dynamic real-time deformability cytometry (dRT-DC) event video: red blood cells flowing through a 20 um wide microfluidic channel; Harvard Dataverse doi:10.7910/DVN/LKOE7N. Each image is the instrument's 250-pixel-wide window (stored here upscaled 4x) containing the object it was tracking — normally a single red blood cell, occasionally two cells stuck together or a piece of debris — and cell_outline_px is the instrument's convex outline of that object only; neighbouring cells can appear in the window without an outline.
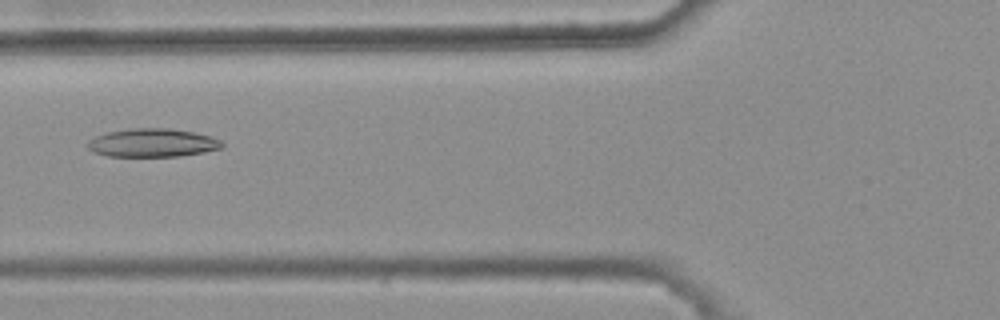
{"species": "common noctule bat (a hibernating species)", "species_latin": "Nyctalus noctula", "temperature_condition": "warm", "stored_images_in_passage": 9, "camera_frame_rate_fps": 3000, "um_per_image_px": 0.085, "animal": {"sex": "female", "body_mass_g": 25.1}, "frame": {"image": 1, "passage_image": 6, "time_ms": 1.667, "image_size_px": [1000, 320], "cell_outline_px": [[224, 144], [220, 148], [204, 152], [180, 156], [108, 156], [92, 152], [88, 148], [88, 140], [96, 136], [108, 132], [128, 128], [168, 128], [196, 132], [212, 136], [220, 140]], "centroid_in_image_um": [12.96, 12.13], "position_along_channel_um": 112.8, "area_um2": 22.31}}
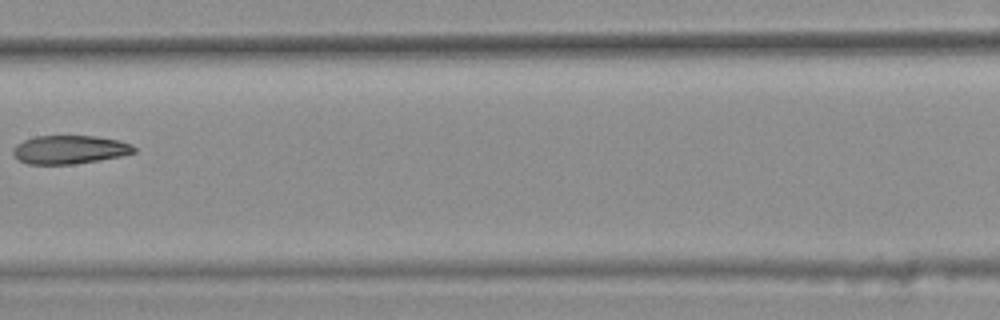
{"frame": {"image": 2, "passage_image": 8, "time_ms": 2.333, "image_size_px": [1000, 320], "cell_outline_px": [[136, 152], [120, 156], [100, 160], [72, 164], [28, 164], [20, 160], [12, 152], [12, 148], [16, 144], [24, 140], [36, 136], [96, 136], [120, 140], [132, 144], [136, 148]], "centroid_in_image_um": [5.94, 12.71], "position_along_channel_um": 201.5, "area_um2": 20.11}}
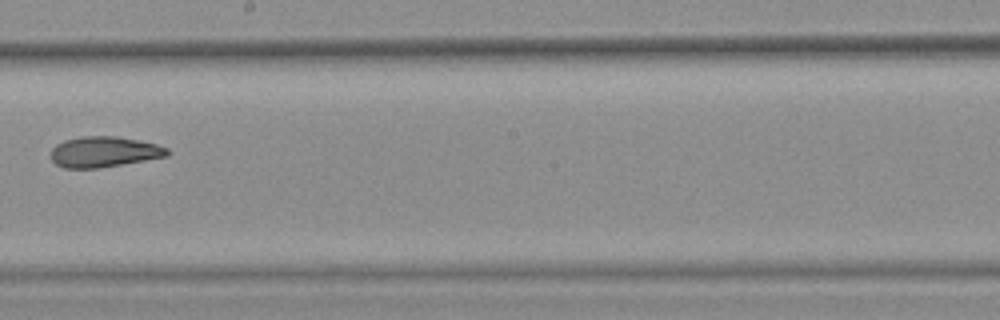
{"frame": {"image": 3, "passage_image": 9, "time_ms": 2.667, "image_size_px": [1000, 320], "cell_outline_px": [[172, 152], [168, 156], [100, 168], [64, 168], [56, 164], [52, 160], [52, 148], [56, 144], [64, 140], [80, 136], [116, 136], [156, 144], [168, 148]], "centroid_in_image_um": [8.85, 12.91], "position_along_channel_um": 239.3, "area_um2": 20.81}}